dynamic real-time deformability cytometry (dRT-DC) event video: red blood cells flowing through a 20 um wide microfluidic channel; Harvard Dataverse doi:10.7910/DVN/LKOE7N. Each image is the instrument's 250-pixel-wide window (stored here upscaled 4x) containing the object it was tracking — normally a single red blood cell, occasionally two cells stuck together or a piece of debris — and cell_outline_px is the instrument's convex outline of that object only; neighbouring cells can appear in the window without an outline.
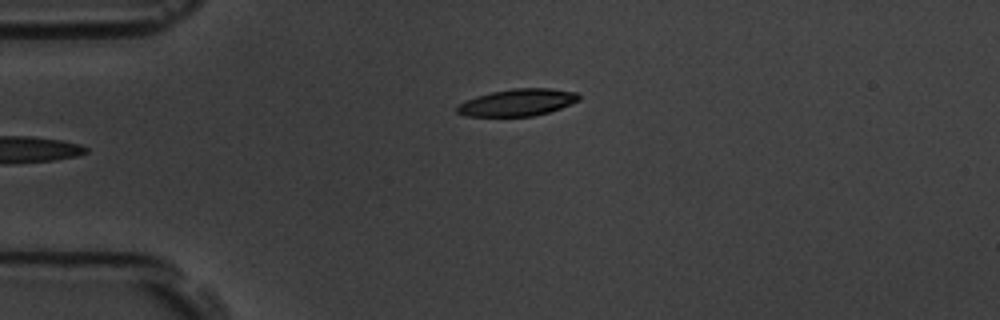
{"species": "common noctule bat (a hibernating species)", "species_latin": "Nyctalus noctula", "temperature_condition": "room temperature", "stored_images_in_passage": 5, "camera_frame_rate_fps": 3000, "um_per_image_px": 0.085, "animal": {"sex": "male", "body_mass_g": 19.5, "forearm_length_mm": 54.6}, "frame": {"image": 1, "passage_image": 5, "time_ms": 1.333, "image_size_px": [1000, 320], "cell_outline_px": [[580, 100], [560, 108], [548, 112], [532, 116], [464, 116], [456, 112], [456, 108], [464, 100], [476, 96], [492, 92], [512, 88], [548, 88], [576, 92], [580, 96]], "centroid_in_image_um": [43.97, 8.7], "position_along_channel_um": 41.0, "area_um2": 19.13}}